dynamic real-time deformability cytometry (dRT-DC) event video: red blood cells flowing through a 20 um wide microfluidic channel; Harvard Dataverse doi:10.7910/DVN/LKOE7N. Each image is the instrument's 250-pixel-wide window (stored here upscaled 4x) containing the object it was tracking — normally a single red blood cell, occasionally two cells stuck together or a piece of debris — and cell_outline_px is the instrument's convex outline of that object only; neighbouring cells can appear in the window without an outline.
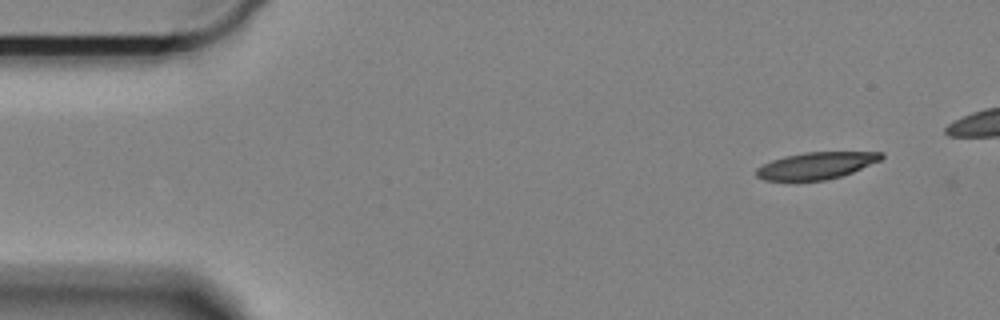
{"species": "Egyptian fruit bat (a non-hibernating species)", "species_latin": "Rousettus aegyptiacus", "temperature_condition": "cold", "stored_images_in_passage": 2, "camera_frame_rate_fps": 3000, "um_per_image_px": 0.085, "animal": {"sex": "female"}, "frame": {"image": 1, "passage_image": 1, "time_ms": 0.0, "image_size_px": [1000, 320], "cell_outline_px": [[884, 156], [880, 160], [852, 172], [840, 176], [824, 180], [764, 180], [756, 176], [756, 168], [772, 160], [784, 156], [804, 152], [884, 152]], "centroid_in_image_um": [69.37, 14.06], "position_along_channel_um": 15.6, "area_um2": 19.36}}